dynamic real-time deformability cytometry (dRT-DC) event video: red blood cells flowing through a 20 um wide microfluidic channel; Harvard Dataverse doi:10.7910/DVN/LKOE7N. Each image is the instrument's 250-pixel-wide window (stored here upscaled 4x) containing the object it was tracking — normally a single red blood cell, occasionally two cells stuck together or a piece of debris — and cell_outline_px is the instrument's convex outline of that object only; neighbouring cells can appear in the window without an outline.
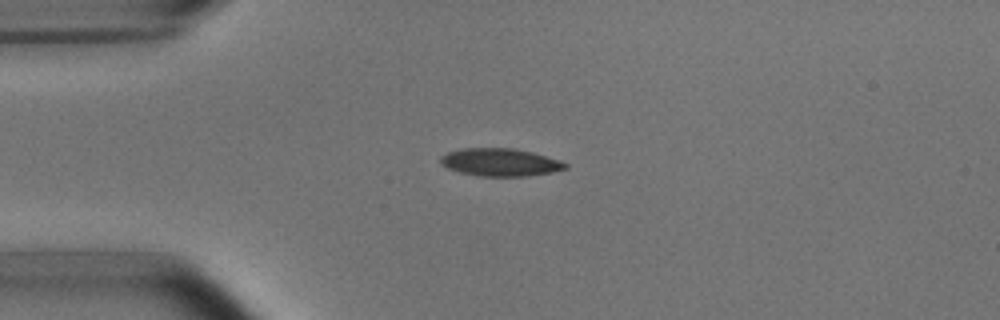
{"species": "common noctule bat (a hibernating species)", "species_latin": "Nyctalus noctula", "temperature_condition": "room temperature", "stored_images_in_passage": 5, "camera_frame_rate_fps": 3000, "um_per_image_px": 0.085, "animal": {"sex": "male", "body_mass_g": 15.6}, "frame": {"image": 1, "passage_image": 1, "time_ms": 0.0, "image_size_px": [1000, 320], "cell_outline_px": [[568, 168], [552, 172], [528, 176], [480, 176], [460, 172], [448, 168], [440, 164], [440, 156], [448, 152], [460, 148], [516, 148], [532, 152], [560, 160], [568, 164]], "centroid_in_image_um": [42.52, 13.79], "position_along_channel_um": 42.5, "area_um2": 20.29}}
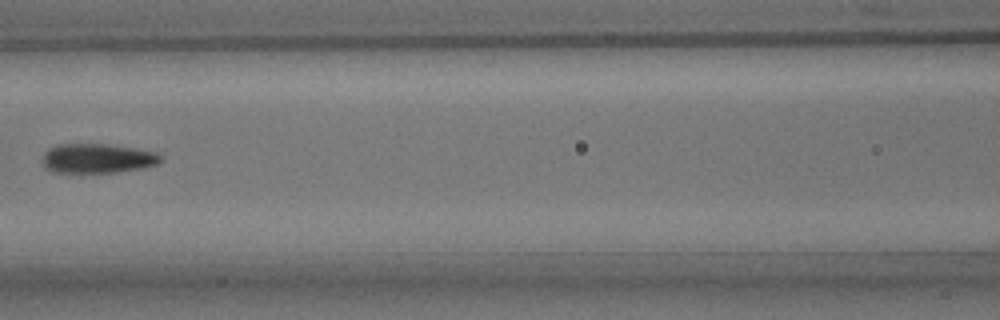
{"frame": {"image": 2, "passage_image": 4, "time_ms": 3.667, "image_size_px": [1000, 320], "cell_outline_px": [[160, 160], [156, 164], [144, 168], [116, 172], [48, 172], [44, 168], [44, 152], [48, 148], [56, 144], [108, 144], [156, 152], [160, 156]], "centroid_in_image_um": [8.23, 13.46], "position_along_channel_um": 158.4, "area_um2": 20.23}}
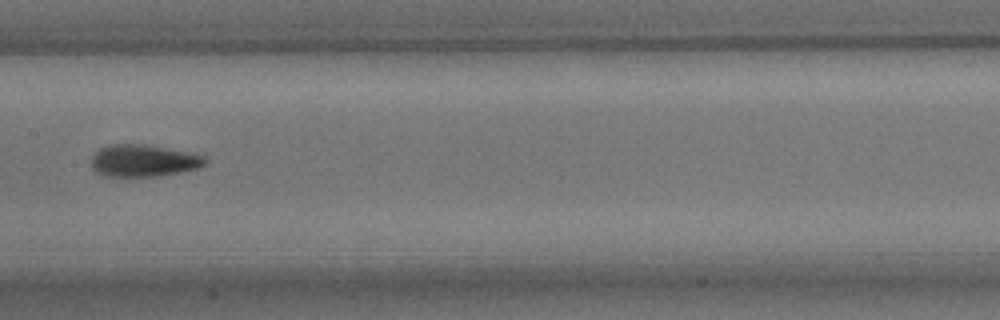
{"frame": {"image": 3, "passage_image": 5, "time_ms": 4.667, "image_size_px": [1000, 320], "cell_outline_px": [[208, 160], [200, 168], [180, 172], [156, 176], [104, 176], [96, 172], [92, 168], [92, 156], [100, 148], [108, 144], [144, 144], [188, 152], [204, 156]], "centroid_in_image_um": [12.19, 13.65], "position_along_channel_um": 195.2, "area_um2": 21.21}}